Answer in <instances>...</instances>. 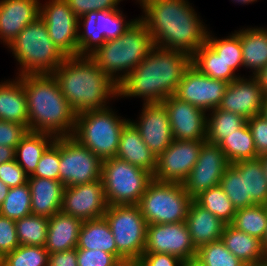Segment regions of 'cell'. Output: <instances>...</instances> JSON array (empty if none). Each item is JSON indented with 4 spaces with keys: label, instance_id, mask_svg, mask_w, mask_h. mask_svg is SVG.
Returning a JSON list of instances; mask_svg holds the SVG:
<instances>
[{
    "label": "cell",
    "instance_id": "94428289",
    "mask_svg": "<svg viewBox=\"0 0 267 266\" xmlns=\"http://www.w3.org/2000/svg\"><path fill=\"white\" fill-rule=\"evenodd\" d=\"M116 266H137V262L136 261H122Z\"/></svg>",
    "mask_w": 267,
    "mask_h": 266
},
{
    "label": "cell",
    "instance_id": "d4e9b609",
    "mask_svg": "<svg viewBox=\"0 0 267 266\" xmlns=\"http://www.w3.org/2000/svg\"><path fill=\"white\" fill-rule=\"evenodd\" d=\"M185 223L196 249L208 243L221 240L226 225L194 200L189 207Z\"/></svg>",
    "mask_w": 267,
    "mask_h": 266
},
{
    "label": "cell",
    "instance_id": "c3c4849f",
    "mask_svg": "<svg viewBox=\"0 0 267 266\" xmlns=\"http://www.w3.org/2000/svg\"><path fill=\"white\" fill-rule=\"evenodd\" d=\"M258 157L267 154V120L261 114L247 119Z\"/></svg>",
    "mask_w": 267,
    "mask_h": 266
},
{
    "label": "cell",
    "instance_id": "7dc6e473",
    "mask_svg": "<svg viewBox=\"0 0 267 266\" xmlns=\"http://www.w3.org/2000/svg\"><path fill=\"white\" fill-rule=\"evenodd\" d=\"M19 245L15 221L0 215V259Z\"/></svg>",
    "mask_w": 267,
    "mask_h": 266
},
{
    "label": "cell",
    "instance_id": "ba28073f",
    "mask_svg": "<svg viewBox=\"0 0 267 266\" xmlns=\"http://www.w3.org/2000/svg\"><path fill=\"white\" fill-rule=\"evenodd\" d=\"M193 198L181 183L152 180L140 198V212L147 225L184 222Z\"/></svg>",
    "mask_w": 267,
    "mask_h": 266
},
{
    "label": "cell",
    "instance_id": "52a82bcc",
    "mask_svg": "<svg viewBox=\"0 0 267 266\" xmlns=\"http://www.w3.org/2000/svg\"><path fill=\"white\" fill-rule=\"evenodd\" d=\"M129 119H121L110 107L88 110L76 116L71 137L102 160L116 157L120 135Z\"/></svg>",
    "mask_w": 267,
    "mask_h": 266
},
{
    "label": "cell",
    "instance_id": "1f68e13d",
    "mask_svg": "<svg viewBox=\"0 0 267 266\" xmlns=\"http://www.w3.org/2000/svg\"><path fill=\"white\" fill-rule=\"evenodd\" d=\"M244 176L245 207L267 205V179L259 158L233 163Z\"/></svg>",
    "mask_w": 267,
    "mask_h": 266
},
{
    "label": "cell",
    "instance_id": "74e56055",
    "mask_svg": "<svg viewBox=\"0 0 267 266\" xmlns=\"http://www.w3.org/2000/svg\"><path fill=\"white\" fill-rule=\"evenodd\" d=\"M49 218L29 215L15 221L20 245L44 246L47 237Z\"/></svg>",
    "mask_w": 267,
    "mask_h": 266
},
{
    "label": "cell",
    "instance_id": "44dd1931",
    "mask_svg": "<svg viewBox=\"0 0 267 266\" xmlns=\"http://www.w3.org/2000/svg\"><path fill=\"white\" fill-rule=\"evenodd\" d=\"M139 121H131L144 143L158 157L174 140L168 112L162 103L143 104Z\"/></svg>",
    "mask_w": 267,
    "mask_h": 266
},
{
    "label": "cell",
    "instance_id": "bcb514c9",
    "mask_svg": "<svg viewBox=\"0 0 267 266\" xmlns=\"http://www.w3.org/2000/svg\"><path fill=\"white\" fill-rule=\"evenodd\" d=\"M120 261L111 253L100 250L77 249L78 266H116Z\"/></svg>",
    "mask_w": 267,
    "mask_h": 266
},
{
    "label": "cell",
    "instance_id": "277c9868",
    "mask_svg": "<svg viewBox=\"0 0 267 266\" xmlns=\"http://www.w3.org/2000/svg\"><path fill=\"white\" fill-rule=\"evenodd\" d=\"M53 75L76 114L108 108L106 101L118 96V84L89 56L66 57Z\"/></svg>",
    "mask_w": 267,
    "mask_h": 266
},
{
    "label": "cell",
    "instance_id": "4dcf8cb0",
    "mask_svg": "<svg viewBox=\"0 0 267 266\" xmlns=\"http://www.w3.org/2000/svg\"><path fill=\"white\" fill-rule=\"evenodd\" d=\"M55 139L51 134L28 131L16 146L15 160L28 176L34 174L40 158Z\"/></svg>",
    "mask_w": 267,
    "mask_h": 266
},
{
    "label": "cell",
    "instance_id": "816d5d0a",
    "mask_svg": "<svg viewBox=\"0 0 267 266\" xmlns=\"http://www.w3.org/2000/svg\"><path fill=\"white\" fill-rule=\"evenodd\" d=\"M137 263L139 266H182L183 261L171 254L143 253Z\"/></svg>",
    "mask_w": 267,
    "mask_h": 266
},
{
    "label": "cell",
    "instance_id": "6da1fadb",
    "mask_svg": "<svg viewBox=\"0 0 267 266\" xmlns=\"http://www.w3.org/2000/svg\"><path fill=\"white\" fill-rule=\"evenodd\" d=\"M145 23L154 45L192 56L206 44L208 29L188 0H142Z\"/></svg>",
    "mask_w": 267,
    "mask_h": 266
},
{
    "label": "cell",
    "instance_id": "7a4b0ae2",
    "mask_svg": "<svg viewBox=\"0 0 267 266\" xmlns=\"http://www.w3.org/2000/svg\"><path fill=\"white\" fill-rule=\"evenodd\" d=\"M191 56L154 45L145 59L118 85V97H141L143 104L162 103L175 95Z\"/></svg>",
    "mask_w": 267,
    "mask_h": 266
},
{
    "label": "cell",
    "instance_id": "60d3db41",
    "mask_svg": "<svg viewBox=\"0 0 267 266\" xmlns=\"http://www.w3.org/2000/svg\"><path fill=\"white\" fill-rule=\"evenodd\" d=\"M206 43L234 72L238 67L243 66L241 43L237 31L224 39L213 38L209 32Z\"/></svg>",
    "mask_w": 267,
    "mask_h": 266
},
{
    "label": "cell",
    "instance_id": "681fc988",
    "mask_svg": "<svg viewBox=\"0 0 267 266\" xmlns=\"http://www.w3.org/2000/svg\"><path fill=\"white\" fill-rule=\"evenodd\" d=\"M28 131V128L21 124L0 120V145L15 149Z\"/></svg>",
    "mask_w": 267,
    "mask_h": 266
},
{
    "label": "cell",
    "instance_id": "f1b7e54d",
    "mask_svg": "<svg viewBox=\"0 0 267 266\" xmlns=\"http://www.w3.org/2000/svg\"><path fill=\"white\" fill-rule=\"evenodd\" d=\"M239 34L243 66L252 70L256 75L267 66V28H247Z\"/></svg>",
    "mask_w": 267,
    "mask_h": 266
},
{
    "label": "cell",
    "instance_id": "be15d7a7",
    "mask_svg": "<svg viewBox=\"0 0 267 266\" xmlns=\"http://www.w3.org/2000/svg\"><path fill=\"white\" fill-rule=\"evenodd\" d=\"M263 247H264L265 255L267 258V232H266L265 238L263 239Z\"/></svg>",
    "mask_w": 267,
    "mask_h": 266
},
{
    "label": "cell",
    "instance_id": "d590c367",
    "mask_svg": "<svg viewBox=\"0 0 267 266\" xmlns=\"http://www.w3.org/2000/svg\"><path fill=\"white\" fill-rule=\"evenodd\" d=\"M230 225L263 241L267 232V205L237 209Z\"/></svg>",
    "mask_w": 267,
    "mask_h": 266
},
{
    "label": "cell",
    "instance_id": "6125c7cd",
    "mask_svg": "<svg viewBox=\"0 0 267 266\" xmlns=\"http://www.w3.org/2000/svg\"><path fill=\"white\" fill-rule=\"evenodd\" d=\"M244 266H267V258L260 262L251 263Z\"/></svg>",
    "mask_w": 267,
    "mask_h": 266
},
{
    "label": "cell",
    "instance_id": "5bb4252c",
    "mask_svg": "<svg viewBox=\"0 0 267 266\" xmlns=\"http://www.w3.org/2000/svg\"><path fill=\"white\" fill-rule=\"evenodd\" d=\"M205 141L173 140L157 157L153 179L159 182L183 183L198 160Z\"/></svg>",
    "mask_w": 267,
    "mask_h": 266
},
{
    "label": "cell",
    "instance_id": "e575fe53",
    "mask_svg": "<svg viewBox=\"0 0 267 266\" xmlns=\"http://www.w3.org/2000/svg\"><path fill=\"white\" fill-rule=\"evenodd\" d=\"M218 146L224 151L230 164L258 158L252 132L247 122L236 132L226 137Z\"/></svg>",
    "mask_w": 267,
    "mask_h": 266
},
{
    "label": "cell",
    "instance_id": "ffe728a7",
    "mask_svg": "<svg viewBox=\"0 0 267 266\" xmlns=\"http://www.w3.org/2000/svg\"><path fill=\"white\" fill-rule=\"evenodd\" d=\"M264 99V92L254 75L249 79L240 76L228 83L218 109L231 111L250 119L261 114Z\"/></svg>",
    "mask_w": 267,
    "mask_h": 266
},
{
    "label": "cell",
    "instance_id": "ab89813d",
    "mask_svg": "<svg viewBox=\"0 0 267 266\" xmlns=\"http://www.w3.org/2000/svg\"><path fill=\"white\" fill-rule=\"evenodd\" d=\"M48 259L44 246L19 245L0 259V266H48Z\"/></svg>",
    "mask_w": 267,
    "mask_h": 266
},
{
    "label": "cell",
    "instance_id": "e7e4bbea",
    "mask_svg": "<svg viewBox=\"0 0 267 266\" xmlns=\"http://www.w3.org/2000/svg\"><path fill=\"white\" fill-rule=\"evenodd\" d=\"M234 1L237 3H241V4H247V3L249 4V3H252V2L257 1V0H234Z\"/></svg>",
    "mask_w": 267,
    "mask_h": 266
},
{
    "label": "cell",
    "instance_id": "91938a15",
    "mask_svg": "<svg viewBox=\"0 0 267 266\" xmlns=\"http://www.w3.org/2000/svg\"><path fill=\"white\" fill-rule=\"evenodd\" d=\"M261 115L267 120V96L265 97L263 106L261 108Z\"/></svg>",
    "mask_w": 267,
    "mask_h": 266
},
{
    "label": "cell",
    "instance_id": "680465c9",
    "mask_svg": "<svg viewBox=\"0 0 267 266\" xmlns=\"http://www.w3.org/2000/svg\"><path fill=\"white\" fill-rule=\"evenodd\" d=\"M262 163V167H263V170H264V173H265V177L267 179V154L265 155H262L260 157H258Z\"/></svg>",
    "mask_w": 267,
    "mask_h": 266
},
{
    "label": "cell",
    "instance_id": "f546056e",
    "mask_svg": "<svg viewBox=\"0 0 267 266\" xmlns=\"http://www.w3.org/2000/svg\"><path fill=\"white\" fill-rule=\"evenodd\" d=\"M76 249L100 250L117 258V247L105 217L83 221Z\"/></svg>",
    "mask_w": 267,
    "mask_h": 266
},
{
    "label": "cell",
    "instance_id": "7bdbcfd3",
    "mask_svg": "<svg viewBox=\"0 0 267 266\" xmlns=\"http://www.w3.org/2000/svg\"><path fill=\"white\" fill-rule=\"evenodd\" d=\"M220 186L236 210L245 208L244 176L234 164H230L225 170L220 180Z\"/></svg>",
    "mask_w": 267,
    "mask_h": 266
},
{
    "label": "cell",
    "instance_id": "11a10c76",
    "mask_svg": "<svg viewBox=\"0 0 267 266\" xmlns=\"http://www.w3.org/2000/svg\"><path fill=\"white\" fill-rule=\"evenodd\" d=\"M255 77L257 78L265 97L267 96V66L260 70Z\"/></svg>",
    "mask_w": 267,
    "mask_h": 266
},
{
    "label": "cell",
    "instance_id": "7c38bea8",
    "mask_svg": "<svg viewBox=\"0 0 267 266\" xmlns=\"http://www.w3.org/2000/svg\"><path fill=\"white\" fill-rule=\"evenodd\" d=\"M103 160L73 137H60L59 181L65 186L101 179Z\"/></svg>",
    "mask_w": 267,
    "mask_h": 266
},
{
    "label": "cell",
    "instance_id": "8d00e7d4",
    "mask_svg": "<svg viewBox=\"0 0 267 266\" xmlns=\"http://www.w3.org/2000/svg\"><path fill=\"white\" fill-rule=\"evenodd\" d=\"M193 200L201 207L214 214L226 225L231 224L236 208L224 193L223 188L218 185L200 192Z\"/></svg>",
    "mask_w": 267,
    "mask_h": 266
},
{
    "label": "cell",
    "instance_id": "db71d44e",
    "mask_svg": "<svg viewBox=\"0 0 267 266\" xmlns=\"http://www.w3.org/2000/svg\"><path fill=\"white\" fill-rule=\"evenodd\" d=\"M15 159V149L9 146L0 145V164L13 161Z\"/></svg>",
    "mask_w": 267,
    "mask_h": 266
},
{
    "label": "cell",
    "instance_id": "f35d334b",
    "mask_svg": "<svg viewBox=\"0 0 267 266\" xmlns=\"http://www.w3.org/2000/svg\"><path fill=\"white\" fill-rule=\"evenodd\" d=\"M31 214V192L28 183L10 188L0 207V215L16 221Z\"/></svg>",
    "mask_w": 267,
    "mask_h": 266
},
{
    "label": "cell",
    "instance_id": "f5cc1de1",
    "mask_svg": "<svg viewBox=\"0 0 267 266\" xmlns=\"http://www.w3.org/2000/svg\"><path fill=\"white\" fill-rule=\"evenodd\" d=\"M48 266H78L77 249L49 254Z\"/></svg>",
    "mask_w": 267,
    "mask_h": 266
},
{
    "label": "cell",
    "instance_id": "d6986e66",
    "mask_svg": "<svg viewBox=\"0 0 267 266\" xmlns=\"http://www.w3.org/2000/svg\"><path fill=\"white\" fill-rule=\"evenodd\" d=\"M165 106L175 140L205 141L207 116L204 110L180 100L175 95L166 98Z\"/></svg>",
    "mask_w": 267,
    "mask_h": 266
},
{
    "label": "cell",
    "instance_id": "9a60e30c",
    "mask_svg": "<svg viewBox=\"0 0 267 266\" xmlns=\"http://www.w3.org/2000/svg\"><path fill=\"white\" fill-rule=\"evenodd\" d=\"M228 82L212 79L201 73L192 64L185 70L175 96L205 112L220 105Z\"/></svg>",
    "mask_w": 267,
    "mask_h": 266
},
{
    "label": "cell",
    "instance_id": "6f0895ef",
    "mask_svg": "<svg viewBox=\"0 0 267 266\" xmlns=\"http://www.w3.org/2000/svg\"><path fill=\"white\" fill-rule=\"evenodd\" d=\"M182 266H207L204 263H202L199 259L196 257L190 258L182 263Z\"/></svg>",
    "mask_w": 267,
    "mask_h": 266
},
{
    "label": "cell",
    "instance_id": "7402d4cb",
    "mask_svg": "<svg viewBox=\"0 0 267 266\" xmlns=\"http://www.w3.org/2000/svg\"><path fill=\"white\" fill-rule=\"evenodd\" d=\"M40 4L39 0H0V39L5 45L39 17Z\"/></svg>",
    "mask_w": 267,
    "mask_h": 266
},
{
    "label": "cell",
    "instance_id": "836d02e7",
    "mask_svg": "<svg viewBox=\"0 0 267 266\" xmlns=\"http://www.w3.org/2000/svg\"><path fill=\"white\" fill-rule=\"evenodd\" d=\"M191 64L201 73L212 79L223 80L228 83L236 80L235 72L227 67V64L216 52L206 43L203 44L192 56Z\"/></svg>",
    "mask_w": 267,
    "mask_h": 266
},
{
    "label": "cell",
    "instance_id": "5b68a950",
    "mask_svg": "<svg viewBox=\"0 0 267 266\" xmlns=\"http://www.w3.org/2000/svg\"><path fill=\"white\" fill-rule=\"evenodd\" d=\"M153 46L145 23L136 18L120 37L106 41L89 57L119 85L145 59Z\"/></svg>",
    "mask_w": 267,
    "mask_h": 266
},
{
    "label": "cell",
    "instance_id": "2e32d148",
    "mask_svg": "<svg viewBox=\"0 0 267 266\" xmlns=\"http://www.w3.org/2000/svg\"><path fill=\"white\" fill-rule=\"evenodd\" d=\"M229 166L224 151L218 145L205 141L197 162L182 183L184 189L194 198L200 192L220 185L222 175Z\"/></svg>",
    "mask_w": 267,
    "mask_h": 266
},
{
    "label": "cell",
    "instance_id": "3957f363",
    "mask_svg": "<svg viewBox=\"0 0 267 266\" xmlns=\"http://www.w3.org/2000/svg\"><path fill=\"white\" fill-rule=\"evenodd\" d=\"M22 84L26 94L28 130L70 137L77 114L61 92L53 74H24Z\"/></svg>",
    "mask_w": 267,
    "mask_h": 266
},
{
    "label": "cell",
    "instance_id": "484cf974",
    "mask_svg": "<svg viewBox=\"0 0 267 266\" xmlns=\"http://www.w3.org/2000/svg\"><path fill=\"white\" fill-rule=\"evenodd\" d=\"M82 223L61 211L50 217L44 245L49 254L77 248Z\"/></svg>",
    "mask_w": 267,
    "mask_h": 266
},
{
    "label": "cell",
    "instance_id": "ee69618b",
    "mask_svg": "<svg viewBox=\"0 0 267 266\" xmlns=\"http://www.w3.org/2000/svg\"><path fill=\"white\" fill-rule=\"evenodd\" d=\"M60 137L45 150L40 158L36 171L29 177H40L59 181Z\"/></svg>",
    "mask_w": 267,
    "mask_h": 266
},
{
    "label": "cell",
    "instance_id": "e0dca14e",
    "mask_svg": "<svg viewBox=\"0 0 267 266\" xmlns=\"http://www.w3.org/2000/svg\"><path fill=\"white\" fill-rule=\"evenodd\" d=\"M108 208L102 179L64 187L61 212L82 221L104 217Z\"/></svg>",
    "mask_w": 267,
    "mask_h": 266
},
{
    "label": "cell",
    "instance_id": "603a6c76",
    "mask_svg": "<svg viewBox=\"0 0 267 266\" xmlns=\"http://www.w3.org/2000/svg\"><path fill=\"white\" fill-rule=\"evenodd\" d=\"M116 157L138 166L152 175L157 166L156 155L144 143L138 129L131 120L123 127Z\"/></svg>",
    "mask_w": 267,
    "mask_h": 266
},
{
    "label": "cell",
    "instance_id": "d6a6232c",
    "mask_svg": "<svg viewBox=\"0 0 267 266\" xmlns=\"http://www.w3.org/2000/svg\"><path fill=\"white\" fill-rule=\"evenodd\" d=\"M207 115L206 142L218 145L226 137L240 129L246 122L243 116L218 108ZM210 116V117H209Z\"/></svg>",
    "mask_w": 267,
    "mask_h": 266
},
{
    "label": "cell",
    "instance_id": "9c48e42d",
    "mask_svg": "<svg viewBox=\"0 0 267 266\" xmlns=\"http://www.w3.org/2000/svg\"><path fill=\"white\" fill-rule=\"evenodd\" d=\"M101 179L108 205H137L153 175L117 157L102 163Z\"/></svg>",
    "mask_w": 267,
    "mask_h": 266
},
{
    "label": "cell",
    "instance_id": "f6af8a7d",
    "mask_svg": "<svg viewBox=\"0 0 267 266\" xmlns=\"http://www.w3.org/2000/svg\"><path fill=\"white\" fill-rule=\"evenodd\" d=\"M69 8L79 18L88 12L116 10L118 4L122 0H65Z\"/></svg>",
    "mask_w": 267,
    "mask_h": 266
},
{
    "label": "cell",
    "instance_id": "8fae6325",
    "mask_svg": "<svg viewBox=\"0 0 267 266\" xmlns=\"http://www.w3.org/2000/svg\"><path fill=\"white\" fill-rule=\"evenodd\" d=\"M120 9L92 11L78 18L79 56H89L106 41L120 37L136 20L126 22ZM84 19V20H83ZM83 20V32L80 33ZM81 21V22H80Z\"/></svg>",
    "mask_w": 267,
    "mask_h": 266
},
{
    "label": "cell",
    "instance_id": "b9f144b4",
    "mask_svg": "<svg viewBox=\"0 0 267 266\" xmlns=\"http://www.w3.org/2000/svg\"><path fill=\"white\" fill-rule=\"evenodd\" d=\"M196 258L207 266H244L245 264L227 250L219 240L197 249Z\"/></svg>",
    "mask_w": 267,
    "mask_h": 266
},
{
    "label": "cell",
    "instance_id": "83f0119b",
    "mask_svg": "<svg viewBox=\"0 0 267 266\" xmlns=\"http://www.w3.org/2000/svg\"><path fill=\"white\" fill-rule=\"evenodd\" d=\"M221 241L245 265L266 259L262 240L239 231L230 224L225 225Z\"/></svg>",
    "mask_w": 267,
    "mask_h": 266
},
{
    "label": "cell",
    "instance_id": "8992f818",
    "mask_svg": "<svg viewBox=\"0 0 267 266\" xmlns=\"http://www.w3.org/2000/svg\"><path fill=\"white\" fill-rule=\"evenodd\" d=\"M8 48L21 65L19 76L53 74L66 58L54 45L40 17L28 24Z\"/></svg>",
    "mask_w": 267,
    "mask_h": 266
},
{
    "label": "cell",
    "instance_id": "4fadbf2b",
    "mask_svg": "<svg viewBox=\"0 0 267 266\" xmlns=\"http://www.w3.org/2000/svg\"><path fill=\"white\" fill-rule=\"evenodd\" d=\"M40 4L39 17L47 27L54 45L66 56H79L77 33L78 17L65 0H49Z\"/></svg>",
    "mask_w": 267,
    "mask_h": 266
},
{
    "label": "cell",
    "instance_id": "30bf717a",
    "mask_svg": "<svg viewBox=\"0 0 267 266\" xmlns=\"http://www.w3.org/2000/svg\"><path fill=\"white\" fill-rule=\"evenodd\" d=\"M117 247V259L138 261L146 246L147 223L138 205H108L104 214Z\"/></svg>",
    "mask_w": 267,
    "mask_h": 266
},
{
    "label": "cell",
    "instance_id": "ac0fdd59",
    "mask_svg": "<svg viewBox=\"0 0 267 266\" xmlns=\"http://www.w3.org/2000/svg\"><path fill=\"white\" fill-rule=\"evenodd\" d=\"M197 249L184 222L147 225L144 253H165L183 262L196 257Z\"/></svg>",
    "mask_w": 267,
    "mask_h": 266
},
{
    "label": "cell",
    "instance_id": "4316f807",
    "mask_svg": "<svg viewBox=\"0 0 267 266\" xmlns=\"http://www.w3.org/2000/svg\"><path fill=\"white\" fill-rule=\"evenodd\" d=\"M0 120L15 122L28 128L27 100L22 75L0 83Z\"/></svg>",
    "mask_w": 267,
    "mask_h": 266
},
{
    "label": "cell",
    "instance_id": "9f6ffc18",
    "mask_svg": "<svg viewBox=\"0 0 267 266\" xmlns=\"http://www.w3.org/2000/svg\"><path fill=\"white\" fill-rule=\"evenodd\" d=\"M10 187L7 186L6 184H4L1 180H0V207L3 204V201L5 200V198L7 197V194L9 192Z\"/></svg>",
    "mask_w": 267,
    "mask_h": 266
},
{
    "label": "cell",
    "instance_id": "cb8c5ba5",
    "mask_svg": "<svg viewBox=\"0 0 267 266\" xmlns=\"http://www.w3.org/2000/svg\"><path fill=\"white\" fill-rule=\"evenodd\" d=\"M31 192V213L52 217L61 211L64 185L58 180L28 177Z\"/></svg>",
    "mask_w": 267,
    "mask_h": 266
},
{
    "label": "cell",
    "instance_id": "f907efd6",
    "mask_svg": "<svg viewBox=\"0 0 267 266\" xmlns=\"http://www.w3.org/2000/svg\"><path fill=\"white\" fill-rule=\"evenodd\" d=\"M28 177L15 159L0 164V180L10 188L24 185L28 182Z\"/></svg>",
    "mask_w": 267,
    "mask_h": 266
}]
</instances>
